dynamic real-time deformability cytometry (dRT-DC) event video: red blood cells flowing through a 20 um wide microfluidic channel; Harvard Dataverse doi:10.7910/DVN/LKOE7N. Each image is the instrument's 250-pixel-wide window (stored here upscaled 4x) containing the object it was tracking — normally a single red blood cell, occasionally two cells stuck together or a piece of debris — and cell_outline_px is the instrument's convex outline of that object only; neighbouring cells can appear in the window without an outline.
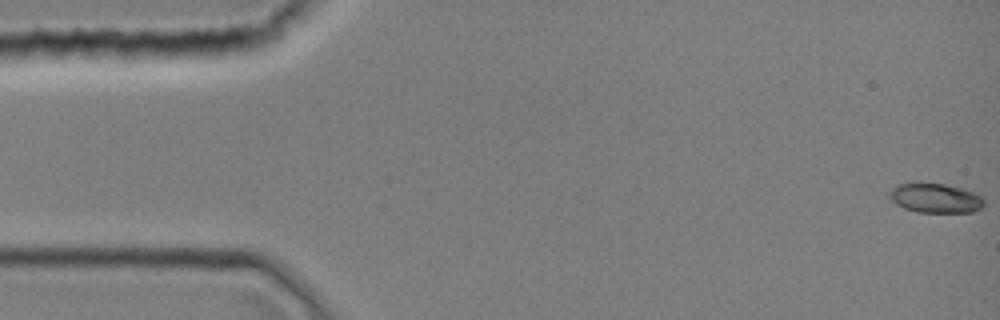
{"species": "common noctule bat (a hibernating species)", "species_latin": "Nyctalus noctula", "temperature_condition": "room temperature", "stored_images_in_passage": 44, "camera_frame_rate_fps": 3000, "um_per_image_px": 0.085, "animal": {"sex": "female", "body_mass_g": 19.0, "forearm_length_mm": 51.5}, "frame": {"image": 1, "passage_image": 1, "time_ms": 0.0, "image_size_px": [1000, 320], "cell_outline_px": [[984, 204], [980, 208], [972, 212], [916, 212], [904, 208], [896, 204], [888, 196], [888, 192], [896, 184], [944, 184], [964, 188], [980, 196], [984, 200]], "centroid_in_image_um": [79.49, 16.85], "position_along_channel_um": 5.5, "area_um2": 16.07}}
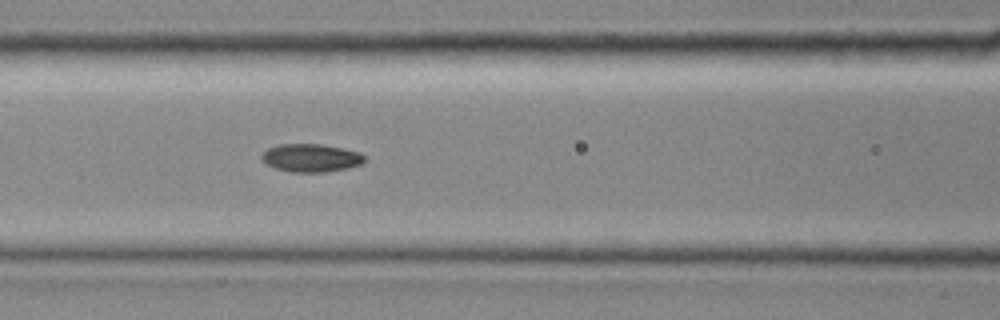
{"frame": {"image": 2, "passage_image": 19, "time_ms": 6.0, "image_size_px": [1000, 320], "cell_outline_px": [[364, 160], [360, 164], [348, 168], [324, 172], [292, 172], [276, 168], [268, 164], [260, 156], [268, 148], [280, 144], [324, 144], [344, 148], [360, 152], [364, 156]], "centroid_in_image_um": [26.46, 13.41], "position_along_channel_um": 140.1, "area_um2": 16.7}}
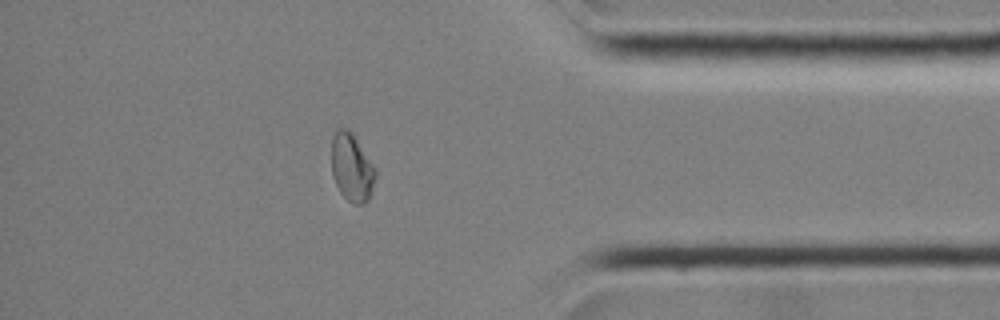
{"frame": {"image": 3, "passage_image": 38, "time_ms": 12.333, "image_size_px": [1000, 320], "cell_outline_px": [[376, 176], [368, 200], [364, 204], [352, 204], [340, 192], [336, 184], [332, 172], [332, 136], [336, 128], [348, 128], [352, 132], [376, 168]], "centroid_in_image_um": [29.9, 14.21], "position_along_channel_um": 405.3, "area_um2": 17.46}}